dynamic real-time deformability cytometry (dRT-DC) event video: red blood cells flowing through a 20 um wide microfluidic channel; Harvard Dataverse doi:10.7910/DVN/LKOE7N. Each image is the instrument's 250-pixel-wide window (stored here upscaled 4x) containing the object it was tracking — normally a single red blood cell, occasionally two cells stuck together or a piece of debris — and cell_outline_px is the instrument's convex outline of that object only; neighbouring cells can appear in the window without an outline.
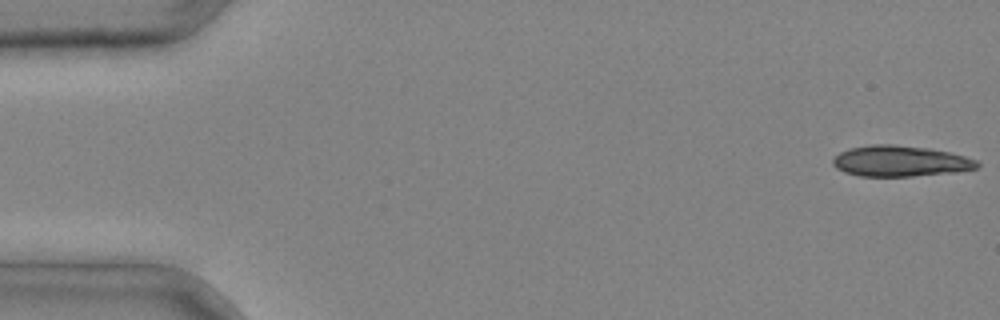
{"species": "common noctule bat (a hibernating species)", "species_latin": "Nyctalus noctula", "temperature_condition": "cold", "stored_images_in_passage": 3, "segment_of_instrument_passage": [2, 2], "camera_frame_rate_fps": 3000, "um_per_image_px": 0.085, "animal": {"sex": "male", "body_mass_g": 20.4}, "frame": {"image": 1, "passage_image": 3, "time_ms": 0.667, "image_size_px": [1000, 320], "cell_outline_px": [[980, 164], [976, 168], [956, 172], [912, 176], [860, 176], [844, 172], [836, 168], [832, 164], [832, 160], [840, 152], [848, 148], [872, 144], [892, 144], [928, 148], [948, 152], [964, 156], [976, 160]], "centroid_in_image_um": [76.49, 13.69], "position_along_channel_um": 8.5, "area_um2": 25.89}}